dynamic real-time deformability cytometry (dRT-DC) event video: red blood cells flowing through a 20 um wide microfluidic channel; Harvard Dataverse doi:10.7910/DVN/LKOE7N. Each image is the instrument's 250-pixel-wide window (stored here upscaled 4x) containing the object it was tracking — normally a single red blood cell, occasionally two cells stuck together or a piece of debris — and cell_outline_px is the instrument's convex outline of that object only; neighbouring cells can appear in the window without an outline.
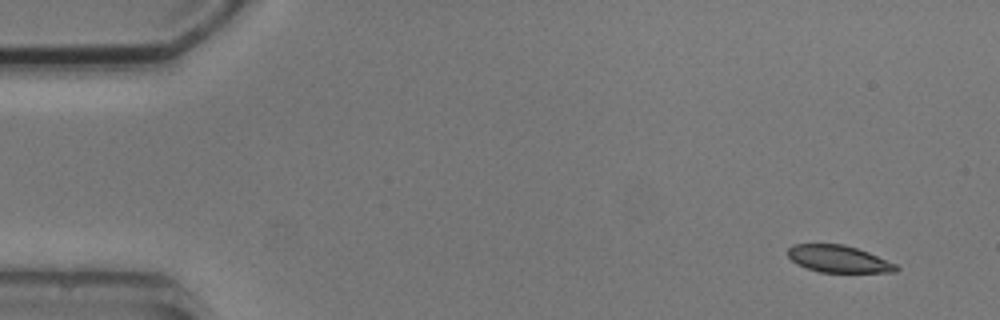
{"species": "common noctule bat (a hibernating species)", "species_latin": "Nyctalus noctula", "temperature_condition": "cold", "stored_images_in_passage": 9, "camera_frame_rate_fps": 3000, "um_per_image_px": 0.085, "animal": {"sex": "male", "body_mass_g": 20.5, "forearm_length_mm": 52.5}, "frame": {"image": 1, "passage_image": 1, "time_ms": 0.0, "image_size_px": [1000, 320], "cell_outline_px": [[900, 268], [896, 272], [820, 272], [796, 264], [788, 256], [788, 248], [792, 244], [840, 244], [856, 248], [868, 252], [896, 264]], "centroid_in_image_um": [71.26, 22.01], "position_along_channel_um": 13.7, "area_um2": 16.94}}
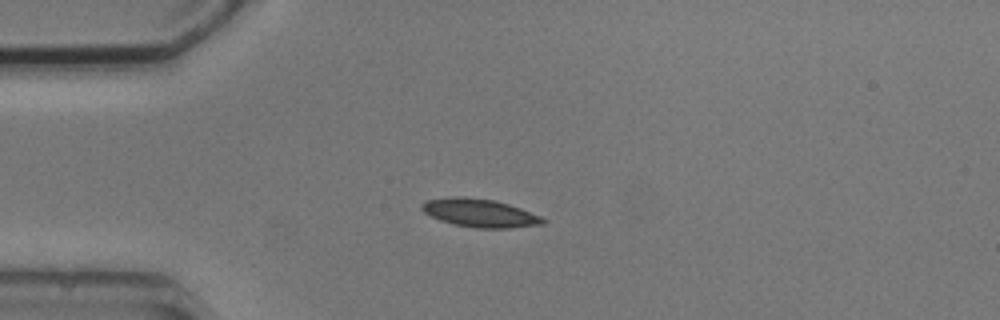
{"frame": {"image": 2, "passage_image": 4, "time_ms": 3.333, "image_size_px": [1000, 320], "cell_outline_px": [[548, 220], [544, 224], [508, 228], [476, 228], [456, 224], [440, 220], [424, 212], [420, 208], [420, 204], [428, 200], [456, 196], [464, 196], [492, 200], [508, 204], [520, 208], [540, 216]], "centroid_in_image_um": [40.79, 18.1], "position_along_channel_um": 44.2, "area_um2": 19.71}}